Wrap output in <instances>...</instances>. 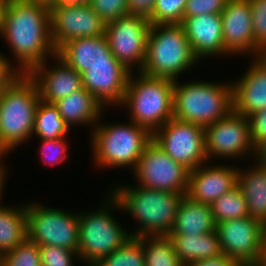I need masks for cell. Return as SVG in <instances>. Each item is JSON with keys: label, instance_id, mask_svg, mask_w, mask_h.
<instances>
[{"label": "cell", "instance_id": "cell-7", "mask_svg": "<svg viewBox=\"0 0 266 266\" xmlns=\"http://www.w3.org/2000/svg\"><path fill=\"white\" fill-rule=\"evenodd\" d=\"M40 100L38 88L27 74L0 94V139L10 152L33 137Z\"/></svg>", "mask_w": 266, "mask_h": 266}, {"label": "cell", "instance_id": "cell-22", "mask_svg": "<svg viewBox=\"0 0 266 266\" xmlns=\"http://www.w3.org/2000/svg\"><path fill=\"white\" fill-rule=\"evenodd\" d=\"M56 54L79 74L98 64H122L111 53L105 35L72 39L64 43Z\"/></svg>", "mask_w": 266, "mask_h": 266}, {"label": "cell", "instance_id": "cell-43", "mask_svg": "<svg viewBox=\"0 0 266 266\" xmlns=\"http://www.w3.org/2000/svg\"><path fill=\"white\" fill-rule=\"evenodd\" d=\"M254 161L258 162L260 165L266 167V142L261 144L256 150H255V157Z\"/></svg>", "mask_w": 266, "mask_h": 266}, {"label": "cell", "instance_id": "cell-9", "mask_svg": "<svg viewBox=\"0 0 266 266\" xmlns=\"http://www.w3.org/2000/svg\"><path fill=\"white\" fill-rule=\"evenodd\" d=\"M28 239L39 246H60L78 252V212L26 204Z\"/></svg>", "mask_w": 266, "mask_h": 266}, {"label": "cell", "instance_id": "cell-25", "mask_svg": "<svg viewBox=\"0 0 266 266\" xmlns=\"http://www.w3.org/2000/svg\"><path fill=\"white\" fill-rule=\"evenodd\" d=\"M216 231V222L209 204L196 202L187 195L181 200L169 234H205Z\"/></svg>", "mask_w": 266, "mask_h": 266}, {"label": "cell", "instance_id": "cell-18", "mask_svg": "<svg viewBox=\"0 0 266 266\" xmlns=\"http://www.w3.org/2000/svg\"><path fill=\"white\" fill-rule=\"evenodd\" d=\"M218 164L197 167L189 172L187 196L192 200L211 205L224 193L237 186L238 169L235 165Z\"/></svg>", "mask_w": 266, "mask_h": 266}, {"label": "cell", "instance_id": "cell-10", "mask_svg": "<svg viewBox=\"0 0 266 266\" xmlns=\"http://www.w3.org/2000/svg\"><path fill=\"white\" fill-rule=\"evenodd\" d=\"M152 140L173 160L188 170L208 164L204 127L171 118L152 134Z\"/></svg>", "mask_w": 266, "mask_h": 266}, {"label": "cell", "instance_id": "cell-51", "mask_svg": "<svg viewBox=\"0 0 266 266\" xmlns=\"http://www.w3.org/2000/svg\"><path fill=\"white\" fill-rule=\"evenodd\" d=\"M260 57L266 62V51L262 52Z\"/></svg>", "mask_w": 266, "mask_h": 266}, {"label": "cell", "instance_id": "cell-3", "mask_svg": "<svg viewBox=\"0 0 266 266\" xmlns=\"http://www.w3.org/2000/svg\"><path fill=\"white\" fill-rule=\"evenodd\" d=\"M136 75V78L133 76ZM174 81L131 72L121 107L151 134L173 118Z\"/></svg>", "mask_w": 266, "mask_h": 266}, {"label": "cell", "instance_id": "cell-50", "mask_svg": "<svg viewBox=\"0 0 266 266\" xmlns=\"http://www.w3.org/2000/svg\"><path fill=\"white\" fill-rule=\"evenodd\" d=\"M4 254L0 251V266H3Z\"/></svg>", "mask_w": 266, "mask_h": 266}, {"label": "cell", "instance_id": "cell-31", "mask_svg": "<svg viewBox=\"0 0 266 266\" xmlns=\"http://www.w3.org/2000/svg\"><path fill=\"white\" fill-rule=\"evenodd\" d=\"M93 266H145L143 243L138 237H130L121 247Z\"/></svg>", "mask_w": 266, "mask_h": 266}, {"label": "cell", "instance_id": "cell-45", "mask_svg": "<svg viewBox=\"0 0 266 266\" xmlns=\"http://www.w3.org/2000/svg\"><path fill=\"white\" fill-rule=\"evenodd\" d=\"M4 162V160L2 161L1 159H0V201H1V195L3 194L2 192V190H3V188H4V183H5V177H6V175H7V168H6V163H3ZM5 165V166H4ZM1 203V202H0Z\"/></svg>", "mask_w": 266, "mask_h": 266}, {"label": "cell", "instance_id": "cell-48", "mask_svg": "<svg viewBox=\"0 0 266 266\" xmlns=\"http://www.w3.org/2000/svg\"><path fill=\"white\" fill-rule=\"evenodd\" d=\"M6 154H10V151L3 145L1 139H0V159L3 160Z\"/></svg>", "mask_w": 266, "mask_h": 266}, {"label": "cell", "instance_id": "cell-38", "mask_svg": "<svg viewBox=\"0 0 266 266\" xmlns=\"http://www.w3.org/2000/svg\"><path fill=\"white\" fill-rule=\"evenodd\" d=\"M228 0H187L184 18L203 14H220Z\"/></svg>", "mask_w": 266, "mask_h": 266}, {"label": "cell", "instance_id": "cell-6", "mask_svg": "<svg viewBox=\"0 0 266 266\" xmlns=\"http://www.w3.org/2000/svg\"><path fill=\"white\" fill-rule=\"evenodd\" d=\"M173 117L203 127L233 110L231 82L174 81Z\"/></svg>", "mask_w": 266, "mask_h": 266}, {"label": "cell", "instance_id": "cell-30", "mask_svg": "<svg viewBox=\"0 0 266 266\" xmlns=\"http://www.w3.org/2000/svg\"><path fill=\"white\" fill-rule=\"evenodd\" d=\"M217 223L249 217L246 199L238 186L216 199L211 205Z\"/></svg>", "mask_w": 266, "mask_h": 266}, {"label": "cell", "instance_id": "cell-47", "mask_svg": "<svg viewBox=\"0 0 266 266\" xmlns=\"http://www.w3.org/2000/svg\"><path fill=\"white\" fill-rule=\"evenodd\" d=\"M24 1L33 2V3H37V4H43V5L47 6L48 8L54 2V0H24Z\"/></svg>", "mask_w": 266, "mask_h": 266}, {"label": "cell", "instance_id": "cell-8", "mask_svg": "<svg viewBox=\"0 0 266 266\" xmlns=\"http://www.w3.org/2000/svg\"><path fill=\"white\" fill-rule=\"evenodd\" d=\"M98 209L86 211V213L78 212V255L80 262H85L86 266H93L131 237L128 230L126 231L111 214L112 210L121 209L117 199L111 193Z\"/></svg>", "mask_w": 266, "mask_h": 266}, {"label": "cell", "instance_id": "cell-34", "mask_svg": "<svg viewBox=\"0 0 266 266\" xmlns=\"http://www.w3.org/2000/svg\"><path fill=\"white\" fill-rule=\"evenodd\" d=\"M252 14V29L255 48L266 51V0H249Z\"/></svg>", "mask_w": 266, "mask_h": 266}, {"label": "cell", "instance_id": "cell-29", "mask_svg": "<svg viewBox=\"0 0 266 266\" xmlns=\"http://www.w3.org/2000/svg\"><path fill=\"white\" fill-rule=\"evenodd\" d=\"M139 239L143 243L145 266H184L168 235L145 236Z\"/></svg>", "mask_w": 266, "mask_h": 266}, {"label": "cell", "instance_id": "cell-35", "mask_svg": "<svg viewBox=\"0 0 266 266\" xmlns=\"http://www.w3.org/2000/svg\"><path fill=\"white\" fill-rule=\"evenodd\" d=\"M41 264L45 266H75L74 258L78 259V252L60 246H39Z\"/></svg>", "mask_w": 266, "mask_h": 266}, {"label": "cell", "instance_id": "cell-26", "mask_svg": "<svg viewBox=\"0 0 266 266\" xmlns=\"http://www.w3.org/2000/svg\"><path fill=\"white\" fill-rule=\"evenodd\" d=\"M176 255L182 263L204 260L222 254L216 231L205 234H169Z\"/></svg>", "mask_w": 266, "mask_h": 266}, {"label": "cell", "instance_id": "cell-2", "mask_svg": "<svg viewBox=\"0 0 266 266\" xmlns=\"http://www.w3.org/2000/svg\"><path fill=\"white\" fill-rule=\"evenodd\" d=\"M125 186L117 185L110 193L117 199L121 210L138 221V228L129 232L131 237L169 235L185 195L139 185Z\"/></svg>", "mask_w": 266, "mask_h": 266}, {"label": "cell", "instance_id": "cell-17", "mask_svg": "<svg viewBox=\"0 0 266 266\" xmlns=\"http://www.w3.org/2000/svg\"><path fill=\"white\" fill-rule=\"evenodd\" d=\"M52 58L56 65L48 67L46 60L27 74L35 82L40 99L48 103H54L83 88L81 74L57 54Z\"/></svg>", "mask_w": 266, "mask_h": 266}, {"label": "cell", "instance_id": "cell-12", "mask_svg": "<svg viewBox=\"0 0 266 266\" xmlns=\"http://www.w3.org/2000/svg\"><path fill=\"white\" fill-rule=\"evenodd\" d=\"M222 252L241 266H258L266 239V225L249 217L216 224Z\"/></svg>", "mask_w": 266, "mask_h": 266}, {"label": "cell", "instance_id": "cell-27", "mask_svg": "<svg viewBox=\"0 0 266 266\" xmlns=\"http://www.w3.org/2000/svg\"><path fill=\"white\" fill-rule=\"evenodd\" d=\"M0 205V251L5 254L28 238L26 205Z\"/></svg>", "mask_w": 266, "mask_h": 266}, {"label": "cell", "instance_id": "cell-16", "mask_svg": "<svg viewBox=\"0 0 266 266\" xmlns=\"http://www.w3.org/2000/svg\"><path fill=\"white\" fill-rule=\"evenodd\" d=\"M220 14L226 51L231 56L249 53L252 58L260 57L261 53L255 48L249 0H228Z\"/></svg>", "mask_w": 266, "mask_h": 266}, {"label": "cell", "instance_id": "cell-41", "mask_svg": "<svg viewBox=\"0 0 266 266\" xmlns=\"http://www.w3.org/2000/svg\"><path fill=\"white\" fill-rule=\"evenodd\" d=\"M156 0H128V15H139L149 19Z\"/></svg>", "mask_w": 266, "mask_h": 266}, {"label": "cell", "instance_id": "cell-46", "mask_svg": "<svg viewBox=\"0 0 266 266\" xmlns=\"http://www.w3.org/2000/svg\"><path fill=\"white\" fill-rule=\"evenodd\" d=\"M10 0H0V25L3 23Z\"/></svg>", "mask_w": 266, "mask_h": 266}, {"label": "cell", "instance_id": "cell-37", "mask_svg": "<svg viewBox=\"0 0 266 266\" xmlns=\"http://www.w3.org/2000/svg\"><path fill=\"white\" fill-rule=\"evenodd\" d=\"M88 4L106 23L128 15V0H90Z\"/></svg>", "mask_w": 266, "mask_h": 266}, {"label": "cell", "instance_id": "cell-40", "mask_svg": "<svg viewBox=\"0 0 266 266\" xmlns=\"http://www.w3.org/2000/svg\"><path fill=\"white\" fill-rule=\"evenodd\" d=\"M12 63L8 57L0 52V94L22 75Z\"/></svg>", "mask_w": 266, "mask_h": 266}, {"label": "cell", "instance_id": "cell-42", "mask_svg": "<svg viewBox=\"0 0 266 266\" xmlns=\"http://www.w3.org/2000/svg\"><path fill=\"white\" fill-rule=\"evenodd\" d=\"M184 266H241L234 258L225 255L207 258L204 260L193 261Z\"/></svg>", "mask_w": 266, "mask_h": 266}, {"label": "cell", "instance_id": "cell-49", "mask_svg": "<svg viewBox=\"0 0 266 266\" xmlns=\"http://www.w3.org/2000/svg\"><path fill=\"white\" fill-rule=\"evenodd\" d=\"M258 266H266V239H265V243H264L262 259H261V262Z\"/></svg>", "mask_w": 266, "mask_h": 266}, {"label": "cell", "instance_id": "cell-4", "mask_svg": "<svg viewBox=\"0 0 266 266\" xmlns=\"http://www.w3.org/2000/svg\"><path fill=\"white\" fill-rule=\"evenodd\" d=\"M198 61L182 24H151L145 60L139 72L175 81Z\"/></svg>", "mask_w": 266, "mask_h": 266}, {"label": "cell", "instance_id": "cell-39", "mask_svg": "<svg viewBox=\"0 0 266 266\" xmlns=\"http://www.w3.org/2000/svg\"><path fill=\"white\" fill-rule=\"evenodd\" d=\"M250 124L251 142L256 150L266 142V108L256 111L248 117Z\"/></svg>", "mask_w": 266, "mask_h": 266}, {"label": "cell", "instance_id": "cell-19", "mask_svg": "<svg viewBox=\"0 0 266 266\" xmlns=\"http://www.w3.org/2000/svg\"><path fill=\"white\" fill-rule=\"evenodd\" d=\"M131 71L123 64H98L82 73L83 87L105 107L120 106Z\"/></svg>", "mask_w": 266, "mask_h": 266}, {"label": "cell", "instance_id": "cell-21", "mask_svg": "<svg viewBox=\"0 0 266 266\" xmlns=\"http://www.w3.org/2000/svg\"><path fill=\"white\" fill-rule=\"evenodd\" d=\"M232 84L233 111L248 117L266 108V62L257 57Z\"/></svg>", "mask_w": 266, "mask_h": 266}, {"label": "cell", "instance_id": "cell-44", "mask_svg": "<svg viewBox=\"0 0 266 266\" xmlns=\"http://www.w3.org/2000/svg\"><path fill=\"white\" fill-rule=\"evenodd\" d=\"M90 0H54L50 7H62L69 5H84L88 4Z\"/></svg>", "mask_w": 266, "mask_h": 266}, {"label": "cell", "instance_id": "cell-24", "mask_svg": "<svg viewBox=\"0 0 266 266\" xmlns=\"http://www.w3.org/2000/svg\"><path fill=\"white\" fill-rule=\"evenodd\" d=\"M237 186L246 199L249 216L266 225V167L258 162L245 170L238 167Z\"/></svg>", "mask_w": 266, "mask_h": 266}, {"label": "cell", "instance_id": "cell-5", "mask_svg": "<svg viewBox=\"0 0 266 266\" xmlns=\"http://www.w3.org/2000/svg\"><path fill=\"white\" fill-rule=\"evenodd\" d=\"M91 132L94 164L102 168L130 167L134 170L152 134L133 121L129 123H101Z\"/></svg>", "mask_w": 266, "mask_h": 266}, {"label": "cell", "instance_id": "cell-20", "mask_svg": "<svg viewBox=\"0 0 266 266\" xmlns=\"http://www.w3.org/2000/svg\"><path fill=\"white\" fill-rule=\"evenodd\" d=\"M195 57L230 56L223 43L221 14H203L183 18L181 23Z\"/></svg>", "mask_w": 266, "mask_h": 266}, {"label": "cell", "instance_id": "cell-32", "mask_svg": "<svg viewBox=\"0 0 266 266\" xmlns=\"http://www.w3.org/2000/svg\"><path fill=\"white\" fill-rule=\"evenodd\" d=\"M187 0H156L151 24H181Z\"/></svg>", "mask_w": 266, "mask_h": 266}, {"label": "cell", "instance_id": "cell-1", "mask_svg": "<svg viewBox=\"0 0 266 266\" xmlns=\"http://www.w3.org/2000/svg\"><path fill=\"white\" fill-rule=\"evenodd\" d=\"M3 37L17 69L28 74L35 66L56 54L51 37L50 11L43 4L24 0H10L3 23Z\"/></svg>", "mask_w": 266, "mask_h": 266}, {"label": "cell", "instance_id": "cell-28", "mask_svg": "<svg viewBox=\"0 0 266 266\" xmlns=\"http://www.w3.org/2000/svg\"><path fill=\"white\" fill-rule=\"evenodd\" d=\"M70 130L56 106L40 100L35 114L33 135H37L39 140H51L67 137Z\"/></svg>", "mask_w": 266, "mask_h": 266}, {"label": "cell", "instance_id": "cell-13", "mask_svg": "<svg viewBox=\"0 0 266 266\" xmlns=\"http://www.w3.org/2000/svg\"><path fill=\"white\" fill-rule=\"evenodd\" d=\"M150 26V20L139 15H125L106 23L111 53L131 72L135 66L140 71L144 63Z\"/></svg>", "mask_w": 266, "mask_h": 266}, {"label": "cell", "instance_id": "cell-33", "mask_svg": "<svg viewBox=\"0 0 266 266\" xmlns=\"http://www.w3.org/2000/svg\"><path fill=\"white\" fill-rule=\"evenodd\" d=\"M40 263L39 245L28 238L3 258V266H39Z\"/></svg>", "mask_w": 266, "mask_h": 266}, {"label": "cell", "instance_id": "cell-36", "mask_svg": "<svg viewBox=\"0 0 266 266\" xmlns=\"http://www.w3.org/2000/svg\"><path fill=\"white\" fill-rule=\"evenodd\" d=\"M66 137L51 140H39L42 144L40 147L41 159L45 164L55 166L65 162L68 159V142Z\"/></svg>", "mask_w": 266, "mask_h": 266}, {"label": "cell", "instance_id": "cell-11", "mask_svg": "<svg viewBox=\"0 0 266 266\" xmlns=\"http://www.w3.org/2000/svg\"><path fill=\"white\" fill-rule=\"evenodd\" d=\"M133 172L136 185L187 195L190 170L169 157L153 140L145 147Z\"/></svg>", "mask_w": 266, "mask_h": 266}, {"label": "cell", "instance_id": "cell-23", "mask_svg": "<svg viewBox=\"0 0 266 266\" xmlns=\"http://www.w3.org/2000/svg\"><path fill=\"white\" fill-rule=\"evenodd\" d=\"M66 124L90 126L91 131L104 114V106L84 87L53 103ZM91 125L93 126L91 128Z\"/></svg>", "mask_w": 266, "mask_h": 266}, {"label": "cell", "instance_id": "cell-15", "mask_svg": "<svg viewBox=\"0 0 266 266\" xmlns=\"http://www.w3.org/2000/svg\"><path fill=\"white\" fill-rule=\"evenodd\" d=\"M51 37L56 51L66 42L105 35L106 22L89 6L49 7Z\"/></svg>", "mask_w": 266, "mask_h": 266}, {"label": "cell", "instance_id": "cell-14", "mask_svg": "<svg viewBox=\"0 0 266 266\" xmlns=\"http://www.w3.org/2000/svg\"><path fill=\"white\" fill-rule=\"evenodd\" d=\"M204 130L208 162L215 156L232 160L242 159L250 153L255 157L247 117L232 110L224 118L205 126Z\"/></svg>", "mask_w": 266, "mask_h": 266}]
</instances>
